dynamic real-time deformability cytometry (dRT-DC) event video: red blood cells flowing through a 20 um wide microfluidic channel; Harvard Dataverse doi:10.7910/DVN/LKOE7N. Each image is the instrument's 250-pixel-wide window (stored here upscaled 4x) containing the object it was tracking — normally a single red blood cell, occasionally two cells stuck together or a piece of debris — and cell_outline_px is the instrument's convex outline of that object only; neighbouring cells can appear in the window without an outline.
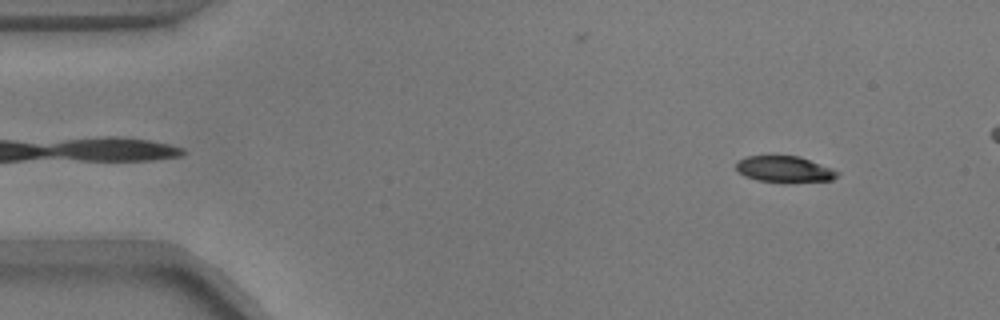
{"species": "common noctule bat (a hibernating species)", "species_latin": "Nyctalus noctula", "temperature_condition": "warm", "stored_images_in_passage": 50, "camera_frame_rate_fps": 3000, "um_per_image_px": 0.085, "animal": {"sex": "male", "body_mass_g": 17.9}, "frame": {"image": 1, "passage_image": 5, "time_ms": 1.333, "image_size_px": [1000, 320], "cell_outline_px": [[840, 172], [832, 180], [760, 180], [744, 176], [736, 168], [736, 160], [748, 156], [768, 152], [772, 152], [800, 156], [832, 168]], "centroid_in_image_um": [66.6, 14.27], "position_along_channel_um": 18.4, "area_um2": 15.55}}
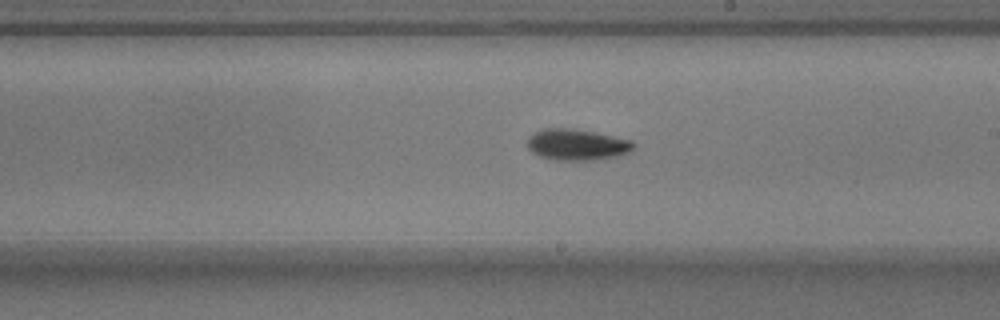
{"frame": {"image": 2, "passage_image": 30, "time_ms": 9.667, "image_size_px": [1000, 320], "cell_outline_px": [[636, 148], [628, 152], [616, 156], [596, 160], [556, 160], [540, 156], [532, 152], [528, 148], [528, 136], [544, 128], [572, 128], [632, 140], [636, 144]], "centroid_in_image_um": [49.05, 12.3], "position_along_channel_um": 239.9, "area_um2": 19.25}}
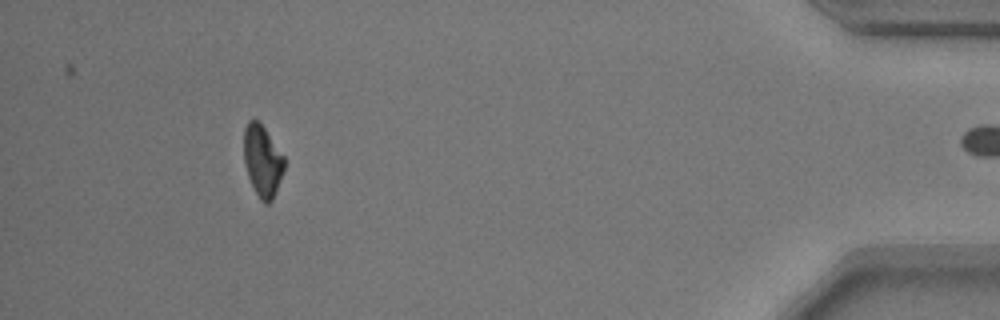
{"frame": {"image": 3, "passage_image": 49, "time_ms": 16.0, "image_size_px": [1000, 320], "cell_outline_px": [[284, 168], [272, 200], [268, 204], [264, 204], [260, 200], [248, 176], [244, 160], [244, 128], [248, 120], [256, 120], [264, 128], [284, 156]], "centroid_in_image_um": [22.29, 13.67], "position_along_channel_um": 412.9, "area_um2": 16.47}, "authors_computed_cell_mechanics": {"area_um2": 17.5712, "velocity_mm_per_s": 3.726, "shape_relaxation_time_tau1_ms": 2.5123, "shape_relaxation_time_tau2_ms": null, "deformation_change_tau1": 0.1279, "deformation_change_tau2": null}}